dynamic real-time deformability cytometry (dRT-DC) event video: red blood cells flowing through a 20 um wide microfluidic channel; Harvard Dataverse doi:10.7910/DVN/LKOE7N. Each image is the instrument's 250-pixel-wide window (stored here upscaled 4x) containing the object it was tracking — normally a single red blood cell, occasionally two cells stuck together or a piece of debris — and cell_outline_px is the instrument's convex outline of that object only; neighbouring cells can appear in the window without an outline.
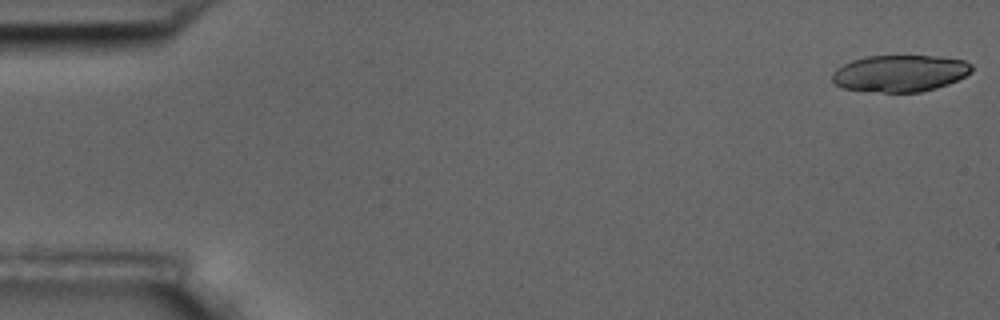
{"species": "common noctule bat (a hibernating species)", "species_latin": "Nyctalus noctula", "temperature_condition": "room temperature", "stored_images_in_passage": 8, "camera_frame_rate_fps": 3000, "um_per_image_px": 0.085, "animal": {"sex": "male", "body_mass_g": 17.5, "forearm_length_mm": 52.3}, "frame": {"image": 1, "passage_image": 1, "time_ms": 0.0, "image_size_px": [1000, 320], "cell_outline_px": [[972, 72], [948, 84], [936, 88], [920, 92], [884, 92], [844, 88], [836, 84], [832, 80], [832, 72], [836, 68], [852, 60], [864, 56], [940, 56], [964, 60], [972, 64]], "centroid_in_image_um": [76.51, 6.22], "position_along_channel_um": 8.5, "area_um2": 29.82}}